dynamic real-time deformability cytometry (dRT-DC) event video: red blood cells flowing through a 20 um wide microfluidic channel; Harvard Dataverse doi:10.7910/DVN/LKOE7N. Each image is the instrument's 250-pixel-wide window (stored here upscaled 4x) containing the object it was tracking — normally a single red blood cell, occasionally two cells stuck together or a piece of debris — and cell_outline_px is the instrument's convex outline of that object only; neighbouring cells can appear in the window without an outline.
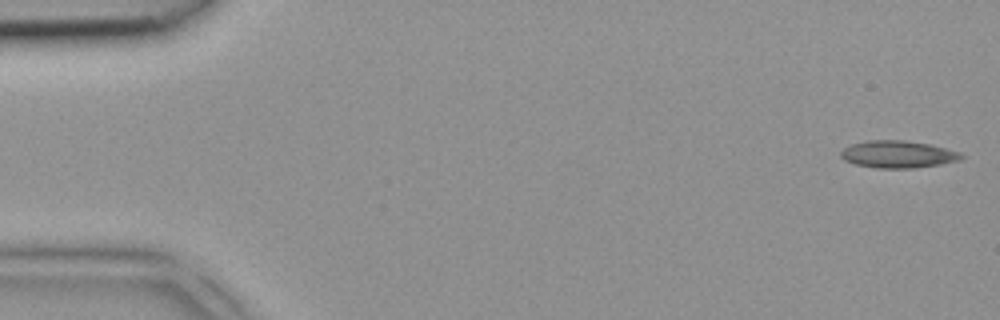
{"species": "common noctule bat (a hibernating species)", "species_latin": "Nyctalus noctula", "temperature_condition": "room temperature", "stored_images_in_passage": 4, "camera_frame_rate_fps": 3000, "um_per_image_px": 0.085, "animal": {"sex": "female", "body_mass_g": 18.4}, "frame": {"image": 1, "passage_image": 1, "time_ms": 0.0, "image_size_px": [1000, 320], "cell_outline_px": [[964, 156], [960, 160], [940, 164], [912, 168], [876, 168], [856, 164], [844, 160], [840, 156], [840, 152], [844, 148], [852, 144], [868, 140], [904, 140], [932, 144], [960, 152]], "centroid_in_image_um": [76.33, 13.11], "position_along_channel_um": 8.7, "area_um2": 19.13}}
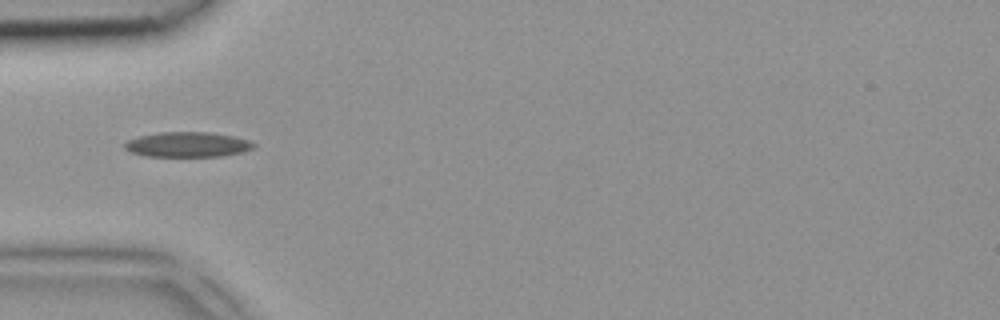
{"frame": {"image": 2, "passage_image": 4, "time_ms": 1.0, "image_size_px": [1000, 320], "cell_outline_px": [[256, 144], [252, 148], [244, 152], [220, 156], [144, 156], [132, 152], [124, 148], [124, 144], [128, 140], [140, 136], [160, 132], [212, 132], [232, 136], [248, 140]], "centroid_in_image_um": [15.95, 12.28], "position_along_channel_um": 69.1, "area_um2": 18.73}}